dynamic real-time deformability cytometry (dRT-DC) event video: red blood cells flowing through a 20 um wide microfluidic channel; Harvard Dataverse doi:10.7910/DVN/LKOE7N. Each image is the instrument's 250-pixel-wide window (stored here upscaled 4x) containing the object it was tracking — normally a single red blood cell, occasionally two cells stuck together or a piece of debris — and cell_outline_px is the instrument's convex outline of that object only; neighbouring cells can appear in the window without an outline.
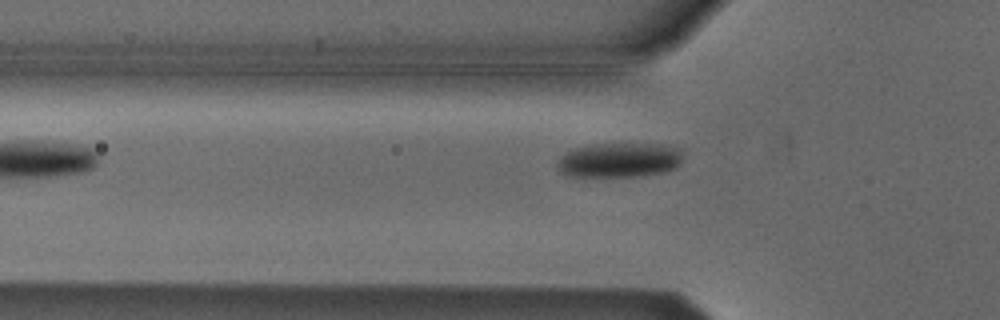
{"species": "Egyptian fruit bat (a non-hibernating species)", "species_latin": "Rousettus aegyptiacus", "temperature_condition": "cold", "stored_images_in_passage": 6, "camera_frame_rate_fps": 3000, "um_per_image_px": 0.085, "animal": {"sex": "male"}, "frame": {"image": 1, "passage_image": 5, "time_ms": 1.333, "image_size_px": [1000, 320], "cell_outline_px": [[684, 156], [680, 164], [676, 168], [664, 172], [632, 176], [568, 176], [560, 172], [556, 164], [560, 156], [572, 148], [592, 144], [664, 144], [680, 148], [684, 152]], "centroid_in_image_um": [52.66, 13.59], "position_along_channel_um": 73.1, "area_um2": 25.66}}
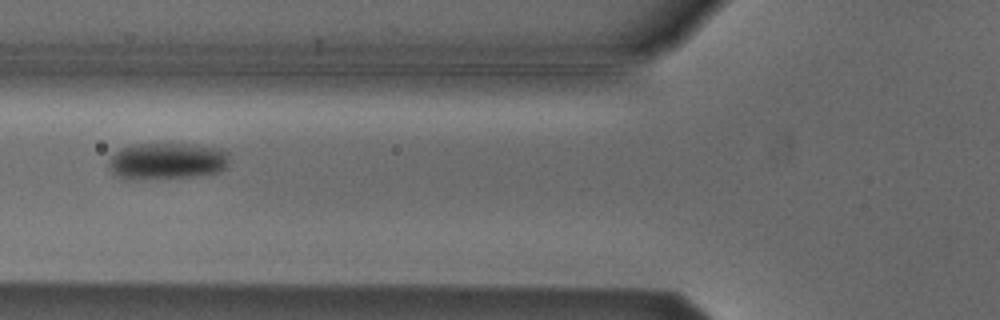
{"frame": {"image": 2, "passage_image": 6, "time_ms": 1.667, "image_size_px": [1000, 320], "cell_outline_px": [[228, 164], [224, 168], [216, 172], [192, 176], [136, 180], [124, 180], [116, 176], [112, 172], [108, 164], [108, 160], [116, 152], [132, 144], [196, 144], [224, 148], [228, 152]], "centroid_in_image_um": [14.18, 13.69], "position_along_channel_um": 111.6, "area_um2": 26.01}}